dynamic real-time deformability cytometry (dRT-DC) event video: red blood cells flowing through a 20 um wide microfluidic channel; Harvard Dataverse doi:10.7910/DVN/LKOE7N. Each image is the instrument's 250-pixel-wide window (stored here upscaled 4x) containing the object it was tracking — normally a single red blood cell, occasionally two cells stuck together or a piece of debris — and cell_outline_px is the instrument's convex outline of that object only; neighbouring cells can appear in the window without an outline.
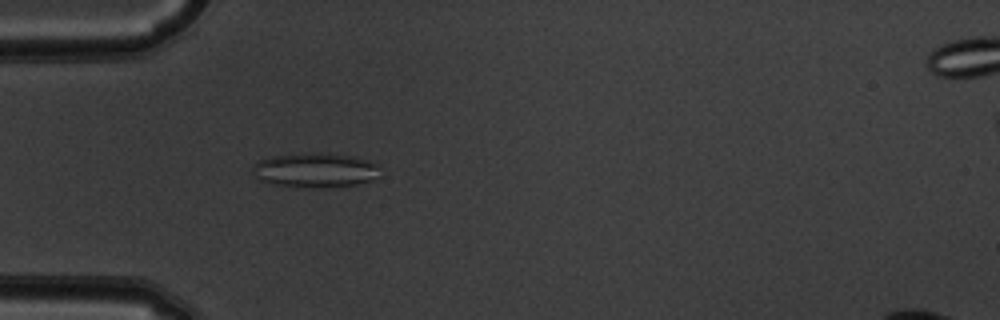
{"species": "common noctule bat (a hibernating species)", "species_latin": "Nyctalus noctula", "temperature_condition": "warm", "stored_images_in_passage": 52, "camera_frame_rate_fps": 3000, "um_per_image_px": 0.085, "animal": {"sex": "male", "body_mass_g": 19.5, "forearm_length_mm": 54.6}, "frame": {"image": 1, "passage_image": 16, "time_ms": 5.0, "image_size_px": [1000, 320], "cell_outline_px": [[380, 176], [356, 184], [276, 184], [260, 180], [256, 176], [252, 168], [252, 164], [256, 160], [272, 156], [304, 152], [328, 152], [352, 156], [376, 164]], "centroid_in_image_um": [26.73, 14.37], "position_along_channel_um": 58.3, "area_um2": 24.45}}
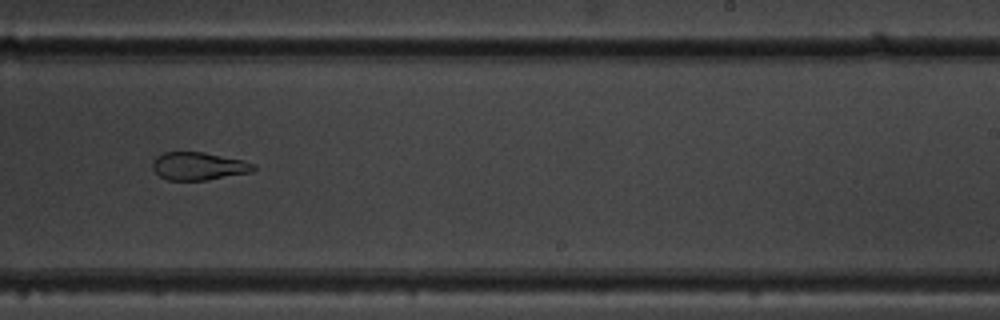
{"frame": {"image": 2, "passage_image": 33, "time_ms": 10.667, "image_size_px": [1000, 320], "cell_outline_px": [[256, 168], [252, 172], [208, 180], [168, 180], [160, 176], [152, 168], [152, 160], [156, 156], [164, 152], [204, 152], [244, 160], [256, 164]], "centroid_in_image_um": [16.9, 14.12], "position_along_channel_um": 272.1, "area_um2": 16.59}}
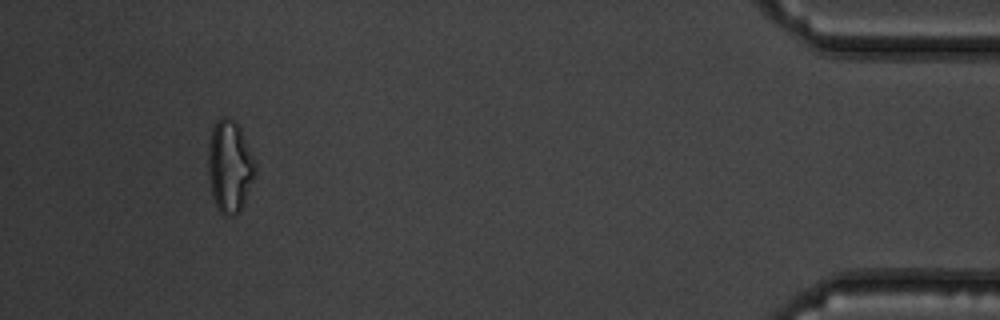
{"frame": {"image": 3, "passage_image": 49, "time_ms": 16.0, "image_size_px": [1000, 320], "cell_outline_px": [[256, 172], [244, 204], [240, 212], [228, 216], [224, 216], [216, 208], [212, 196], [208, 176], [208, 144], [212, 128], [216, 120], [220, 116], [228, 116], [240, 128], [252, 156]], "centroid_in_image_um": [19.49, 14.16], "position_along_channel_um": 415.7, "area_um2": 25.32}, "authors_computed_cell_mechanics": {"area_um2": 22.6576, "velocity_mm_per_s": 3.8793, "shape_relaxation_time_tau1_ms": null, "shape_relaxation_time_tau2_ms": 2.8854, "deformation_change_tau1": null, "deformation_change_tau2": 0.1154}}